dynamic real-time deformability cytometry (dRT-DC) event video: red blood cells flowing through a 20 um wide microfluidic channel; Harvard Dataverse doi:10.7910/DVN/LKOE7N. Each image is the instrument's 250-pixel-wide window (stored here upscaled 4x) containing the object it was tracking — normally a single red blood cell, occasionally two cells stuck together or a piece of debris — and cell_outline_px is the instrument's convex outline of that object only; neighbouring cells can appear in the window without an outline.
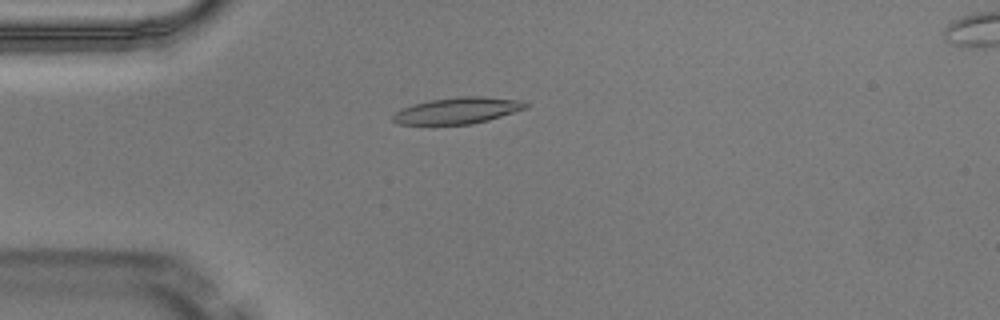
{"species": "Egyptian fruit bat (a non-hibernating species)", "species_latin": "Rousettus aegyptiacus", "temperature_condition": "warm", "stored_images_in_passage": 5, "segment_of_instrument_passage": [1, 2], "camera_frame_rate_fps": 3000, "um_per_image_px": 0.085, "animal": {"sex": "male"}, "frame": {"image": 1, "passage_image": 4, "time_ms": 1.0, "image_size_px": [1000, 320], "cell_outline_px": [[528, 108], [488, 120], [472, 124], [432, 128], [396, 124], [392, 120], [392, 116], [396, 112], [412, 104], [432, 100], [460, 96], [484, 96], [520, 100], [528, 104]], "centroid_in_image_um": [38.81, 9.46], "position_along_channel_um": 46.2, "area_um2": 21.39}}